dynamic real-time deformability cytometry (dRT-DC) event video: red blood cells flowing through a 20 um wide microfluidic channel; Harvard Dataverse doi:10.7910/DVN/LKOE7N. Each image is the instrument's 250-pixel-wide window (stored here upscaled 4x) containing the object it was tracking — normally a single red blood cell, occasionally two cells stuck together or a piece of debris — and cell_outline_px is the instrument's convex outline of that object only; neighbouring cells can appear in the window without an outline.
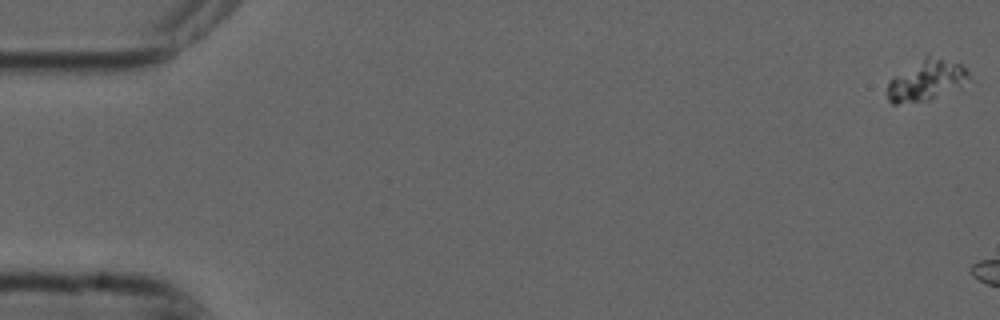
{"species": "common noctule bat (a hibernating species)", "species_latin": "Nyctalus noctula", "temperature_condition": "cold", "stored_images_in_passage": 6, "camera_frame_rate_fps": 3000, "um_per_image_px": 0.085, "animal": {"sex": "male", "forearm_length_mm": 52.5}, "frame": {"image": 1, "passage_image": 1, "time_ms": 0.0, "image_size_px": [1000, 320], "cell_outline_px": [[968, 76], [928, 100], [896, 104], [892, 104], [888, 100], [888, 80], [892, 76], [928, 52], [960, 64], [968, 72]], "centroid_in_image_um": [78.57, 6.74], "position_along_channel_um": 6.4, "area_um2": 18.73}}